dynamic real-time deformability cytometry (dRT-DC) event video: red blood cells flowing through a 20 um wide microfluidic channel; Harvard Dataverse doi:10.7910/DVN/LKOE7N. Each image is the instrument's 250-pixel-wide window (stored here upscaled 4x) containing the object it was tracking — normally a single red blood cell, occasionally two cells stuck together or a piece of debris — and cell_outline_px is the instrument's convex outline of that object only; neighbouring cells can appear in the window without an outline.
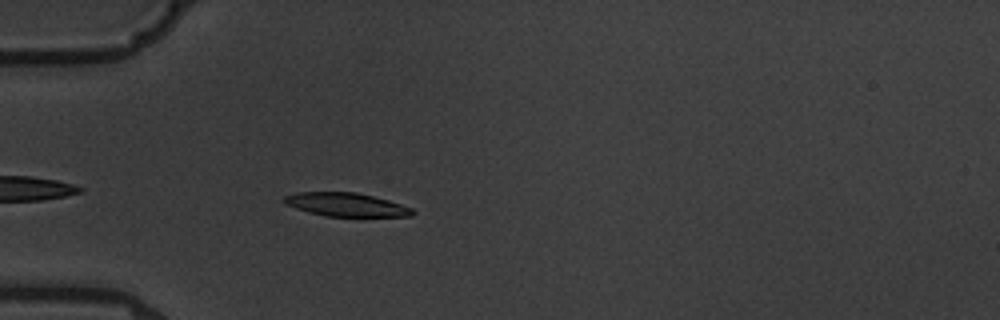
{"species": "common noctule bat (a hibernating species)", "species_latin": "Nyctalus noctula", "temperature_condition": "warm", "stored_images_in_passage": 5, "camera_frame_rate_fps": 3000, "um_per_image_px": 0.085, "animal": {"sex": "male", "body_mass_g": 19.5, "forearm_length_mm": 54.6}, "frame": {"image": 1, "passage_image": 5, "time_ms": 4.667, "image_size_px": [1000, 320], "cell_outline_px": [[416, 212], [412, 216], [364, 220], [324, 216], [308, 212], [284, 204], [280, 200], [284, 196], [296, 192], [356, 192], [388, 200], [412, 208]], "centroid_in_image_um": [29.49, 17.46], "position_along_channel_um": 55.5, "area_um2": 18.9}}